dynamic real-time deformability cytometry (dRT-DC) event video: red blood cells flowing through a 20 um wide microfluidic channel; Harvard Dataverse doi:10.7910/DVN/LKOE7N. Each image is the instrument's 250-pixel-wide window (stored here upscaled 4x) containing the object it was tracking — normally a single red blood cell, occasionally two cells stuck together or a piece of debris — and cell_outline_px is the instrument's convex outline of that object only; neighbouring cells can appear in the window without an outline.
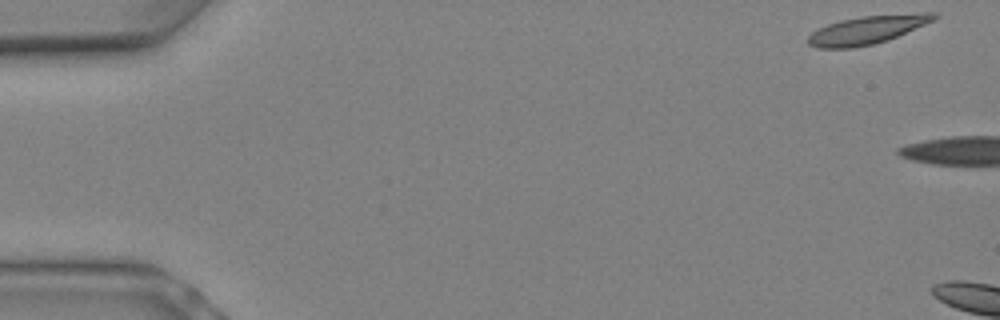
{"species": "Egyptian fruit bat (a non-hibernating species)", "species_latin": "Rousettus aegyptiacus", "temperature_condition": "warm", "stored_images_in_passage": 3, "camera_frame_rate_fps": 3000, "um_per_image_px": 0.085, "animal": {"sex": "female"}, "frame": {"image": 1, "passage_image": 1, "time_ms": 0.0, "image_size_px": [1000, 320], "cell_outline_px": [[940, 16], [924, 24], [888, 40], [872, 44], [852, 48], [816, 48], [808, 44], [808, 36], [812, 32], [828, 24], [840, 20], [864, 16], [920, 12], [936, 12]], "centroid_in_image_um": [73.72, 2.53], "position_along_channel_um": 11.3, "area_um2": 20.58}}